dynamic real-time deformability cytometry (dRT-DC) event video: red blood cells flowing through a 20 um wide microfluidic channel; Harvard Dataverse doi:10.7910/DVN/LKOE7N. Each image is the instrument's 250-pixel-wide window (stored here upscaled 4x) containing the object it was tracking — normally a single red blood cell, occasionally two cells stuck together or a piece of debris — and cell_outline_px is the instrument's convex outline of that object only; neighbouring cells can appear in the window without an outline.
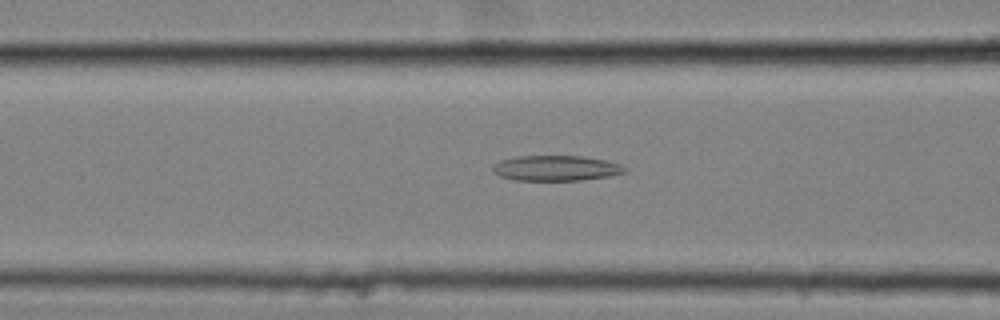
{"species": "common noctule bat (a hibernating species)", "species_latin": "Nyctalus noctula", "temperature_condition": "cold", "stored_images_in_passage": 57, "camera_frame_rate_fps": 3000, "um_per_image_px": 0.085, "animal": {"sex": "female", "body_mass_g": 25.1}, "frame": {"image": 1, "passage_image": 23, "time_ms": 7.333, "image_size_px": [1000, 320], "cell_outline_px": [[628, 168], [624, 172], [612, 176], [580, 180], [516, 180], [500, 176], [492, 172], [492, 168], [500, 160], [516, 156], [580, 156], [608, 160], [620, 164]], "centroid_in_image_um": [47.28, 14.29], "position_along_channel_um": 119.3, "area_um2": 19.54}}
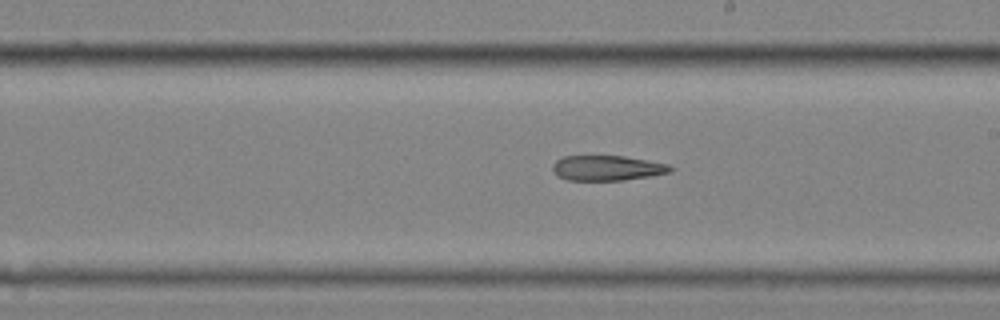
{"frame": {"image": 2, "passage_image": 33, "time_ms": 10.667, "image_size_px": [1000, 320], "cell_outline_px": [[676, 168], [672, 172], [652, 176], [624, 180], [568, 180], [556, 176], [552, 172], [552, 164], [556, 160], [564, 156], [624, 156], [648, 160], [668, 164]], "centroid_in_image_um": [51.62, 14.28], "position_along_channel_um": 237.4, "area_um2": 17.51}}
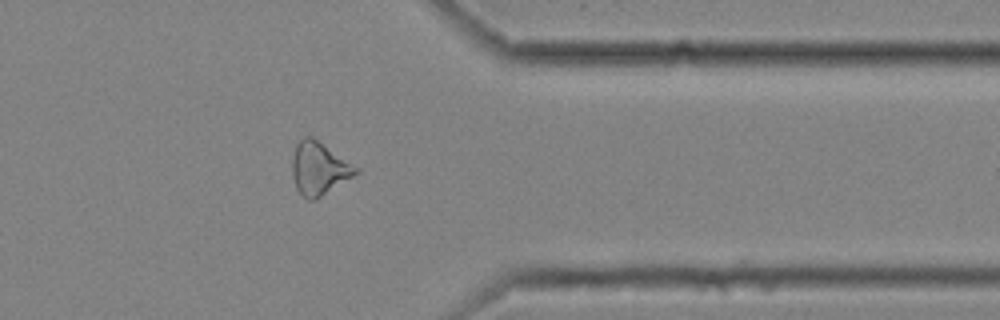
{"frame": {"image": 3, "passage_image": 46, "time_ms": 15.0, "image_size_px": [1000, 320], "cell_outline_px": [[360, 172], [316, 200], [308, 200], [296, 188], [292, 176], [292, 160], [296, 144], [304, 136], [312, 136], [360, 168]], "centroid_in_image_um": [27.13, 14.32], "position_along_channel_um": 384.3, "area_um2": 19.71}}